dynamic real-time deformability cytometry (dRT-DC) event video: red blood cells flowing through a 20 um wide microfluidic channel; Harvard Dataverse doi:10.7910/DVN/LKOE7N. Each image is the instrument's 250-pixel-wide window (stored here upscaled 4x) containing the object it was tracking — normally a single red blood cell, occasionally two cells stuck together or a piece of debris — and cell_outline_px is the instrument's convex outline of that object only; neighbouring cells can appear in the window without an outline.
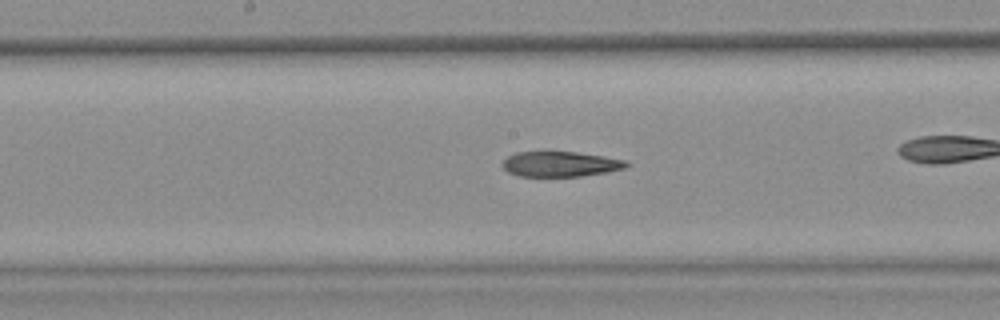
{"species": "common noctule bat (a hibernating species)", "species_latin": "Nyctalus noctula", "temperature_condition": "warm", "stored_images_in_passage": 49, "camera_frame_rate_fps": 3000, "um_per_image_px": 0.085, "animal": {"sex": "female", "body_mass_g": 25.1}, "frame": {"image": 1, "passage_image": 27, "time_ms": 8.667, "image_size_px": [1000, 320], "cell_outline_px": [[632, 164], [624, 168], [608, 172], [580, 176], [520, 176], [508, 172], [500, 164], [508, 156], [516, 152], [544, 148], [576, 152], [604, 156], [628, 160]], "centroid_in_image_um": [47.61, 13.89], "position_along_channel_um": 200.6, "area_um2": 19.13}, "authors_computed_cell_mechanics": {"area_um2": 19.8254, "velocity_mm_per_s": 3.7642, "shape_relaxation_time_tau1_ms": null, "shape_relaxation_time_tau2_ms": 8.0052, "deformation_change_tau1": null, "deformation_change_tau2": 0.2083}}